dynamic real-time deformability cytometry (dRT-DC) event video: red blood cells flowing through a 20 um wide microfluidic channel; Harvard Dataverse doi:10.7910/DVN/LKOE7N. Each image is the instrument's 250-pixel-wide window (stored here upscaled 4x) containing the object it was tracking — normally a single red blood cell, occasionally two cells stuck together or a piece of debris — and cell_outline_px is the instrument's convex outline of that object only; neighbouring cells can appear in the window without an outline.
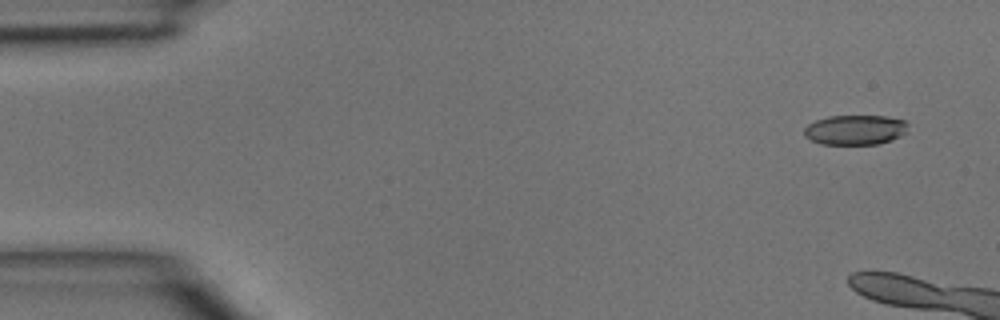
{"species": "common noctule bat (a hibernating species)", "species_latin": "Nyctalus noctula", "temperature_condition": "room temperature", "stored_images_in_passage": 5, "camera_frame_rate_fps": 3000, "um_per_image_px": 0.085, "animal": {"sex": "male", "body_mass_g": 15.6}, "frame": {"image": 1, "passage_image": 1, "time_ms": 0.0, "image_size_px": [1000, 320], "cell_outline_px": [[908, 124], [904, 132], [900, 136], [892, 140], [880, 144], [820, 144], [804, 136], [804, 128], [808, 124], [816, 120], [828, 116], [884, 116], [904, 120]], "centroid_in_image_um": [72.67, 11.04], "position_along_channel_um": 12.3, "area_um2": 18.03}}